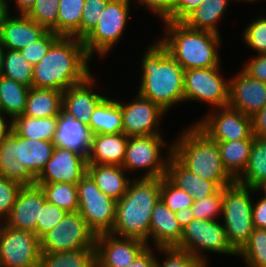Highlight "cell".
<instances>
[{"instance_id":"11","label":"cell","mask_w":266,"mask_h":267,"mask_svg":"<svg viewBox=\"0 0 266 267\" xmlns=\"http://www.w3.org/2000/svg\"><path fill=\"white\" fill-rule=\"evenodd\" d=\"M95 234L79 212H67L64 218L41 239V253L95 249Z\"/></svg>"},{"instance_id":"35","label":"cell","mask_w":266,"mask_h":267,"mask_svg":"<svg viewBox=\"0 0 266 267\" xmlns=\"http://www.w3.org/2000/svg\"><path fill=\"white\" fill-rule=\"evenodd\" d=\"M266 179V138H253V144L243 174L236 180L237 183L255 188Z\"/></svg>"},{"instance_id":"21","label":"cell","mask_w":266,"mask_h":267,"mask_svg":"<svg viewBox=\"0 0 266 267\" xmlns=\"http://www.w3.org/2000/svg\"><path fill=\"white\" fill-rule=\"evenodd\" d=\"M47 32L26 14L18 13L17 17L9 14L0 26V42L4 49L20 51L37 42Z\"/></svg>"},{"instance_id":"8","label":"cell","mask_w":266,"mask_h":267,"mask_svg":"<svg viewBox=\"0 0 266 267\" xmlns=\"http://www.w3.org/2000/svg\"><path fill=\"white\" fill-rule=\"evenodd\" d=\"M79 213L95 236L111 233L116 217L117 201L100 191L95 181L86 173L76 184Z\"/></svg>"},{"instance_id":"45","label":"cell","mask_w":266,"mask_h":267,"mask_svg":"<svg viewBox=\"0 0 266 267\" xmlns=\"http://www.w3.org/2000/svg\"><path fill=\"white\" fill-rule=\"evenodd\" d=\"M242 37L245 44L258 54H266V16L249 23Z\"/></svg>"},{"instance_id":"28","label":"cell","mask_w":266,"mask_h":267,"mask_svg":"<svg viewBox=\"0 0 266 267\" xmlns=\"http://www.w3.org/2000/svg\"><path fill=\"white\" fill-rule=\"evenodd\" d=\"M62 97L63 92L60 90L31 87L23 115L32 118L59 116L62 112Z\"/></svg>"},{"instance_id":"18","label":"cell","mask_w":266,"mask_h":267,"mask_svg":"<svg viewBox=\"0 0 266 267\" xmlns=\"http://www.w3.org/2000/svg\"><path fill=\"white\" fill-rule=\"evenodd\" d=\"M266 105V83L249 76L243 69L229 80L228 106L252 116Z\"/></svg>"},{"instance_id":"25","label":"cell","mask_w":266,"mask_h":267,"mask_svg":"<svg viewBox=\"0 0 266 267\" xmlns=\"http://www.w3.org/2000/svg\"><path fill=\"white\" fill-rule=\"evenodd\" d=\"M166 177L178 188L190 194L194 200H201L216 193L220 187L186 169L173 155L167 164Z\"/></svg>"},{"instance_id":"38","label":"cell","mask_w":266,"mask_h":267,"mask_svg":"<svg viewBox=\"0 0 266 267\" xmlns=\"http://www.w3.org/2000/svg\"><path fill=\"white\" fill-rule=\"evenodd\" d=\"M1 76L31 88L33 65L23 57L19 50L5 49Z\"/></svg>"},{"instance_id":"30","label":"cell","mask_w":266,"mask_h":267,"mask_svg":"<svg viewBox=\"0 0 266 267\" xmlns=\"http://www.w3.org/2000/svg\"><path fill=\"white\" fill-rule=\"evenodd\" d=\"M223 167L236 181L245 171L253 139L216 141Z\"/></svg>"},{"instance_id":"29","label":"cell","mask_w":266,"mask_h":267,"mask_svg":"<svg viewBox=\"0 0 266 267\" xmlns=\"http://www.w3.org/2000/svg\"><path fill=\"white\" fill-rule=\"evenodd\" d=\"M88 129L91 135L123 133L119 102L105 97L94 109Z\"/></svg>"},{"instance_id":"3","label":"cell","mask_w":266,"mask_h":267,"mask_svg":"<svg viewBox=\"0 0 266 267\" xmlns=\"http://www.w3.org/2000/svg\"><path fill=\"white\" fill-rule=\"evenodd\" d=\"M159 199L160 178L132 180L125 195L117 201L111 233L119 237L139 239L150 246L151 214Z\"/></svg>"},{"instance_id":"43","label":"cell","mask_w":266,"mask_h":267,"mask_svg":"<svg viewBox=\"0 0 266 267\" xmlns=\"http://www.w3.org/2000/svg\"><path fill=\"white\" fill-rule=\"evenodd\" d=\"M223 190L221 187L216 193L202 198L201 200H194L192 207L194 218L201 220H216L217 215L222 213L223 205Z\"/></svg>"},{"instance_id":"5","label":"cell","mask_w":266,"mask_h":267,"mask_svg":"<svg viewBox=\"0 0 266 267\" xmlns=\"http://www.w3.org/2000/svg\"><path fill=\"white\" fill-rule=\"evenodd\" d=\"M172 155L190 172L215 182L220 188L235 182L223 167L217 142L195 124L172 143Z\"/></svg>"},{"instance_id":"15","label":"cell","mask_w":266,"mask_h":267,"mask_svg":"<svg viewBox=\"0 0 266 267\" xmlns=\"http://www.w3.org/2000/svg\"><path fill=\"white\" fill-rule=\"evenodd\" d=\"M132 102L123 104L120 101L122 112L123 134L126 137L147 136L160 134L159 120L164 111L158 104L137 94Z\"/></svg>"},{"instance_id":"56","label":"cell","mask_w":266,"mask_h":267,"mask_svg":"<svg viewBox=\"0 0 266 267\" xmlns=\"http://www.w3.org/2000/svg\"><path fill=\"white\" fill-rule=\"evenodd\" d=\"M175 215L182 229H184L194 219L192 207L180 209L175 213Z\"/></svg>"},{"instance_id":"17","label":"cell","mask_w":266,"mask_h":267,"mask_svg":"<svg viewBox=\"0 0 266 267\" xmlns=\"http://www.w3.org/2000/svg\"><path fill=\"white\" fill-rule=\"evenodd\" d=\"M146 247L142 240L106 233L96 236L95 257L109 267H127Z\"/></svg>"},{"instance_id":"55","label":"cell","mask_w":266,"mask_h":267,"mask_svg":"<svg viewBox=\"0 0 266 267\" xmlns=\"http://www.w3.org/2000/svg\"><path fill=\"white\" fill-rule=\"evenodd\" d=\"M156 259L152 246H147L127 267H156Z\"/></svg>"},{"instance_id":"34","label":"cell","mask_w":266,"mask_h":267,"mask_svg":"<svg viewBox=\"0 0 266 267\" xmlns=\"http://www.w3.org/2000/svg\"><path fill=\"white\" fill-rule=\"evenodd\" d=\"M30 87L0 76V111L11 121L23 115Z\"/></svg>"},{"instance_id":"53","label":"cell","mask_w":266,"mask_h":267,"mask_svg":"<svg viewBox=\"0 0 266 267\" xmlns=\"http://www.w3.org/2000/svg\"><path fill=\"white\" fill-rule=\"evenodd\" d=\"M252 218L254 228L266 229V198L262 197L258 202H253Z\"/></svg>"},{"instance_id":"10","label":"cell","mask_w":266,"mask_h":267,"mask_svg":"<svg viewBox=\"0 0 266 267\" xmlns=\"http://www.w3.org/2000/svg\"><path fill=\"white\" fill-rule=\"evenodd\" d=\"M189 252L207 266L203 251L237 255V251L228 242L226 231L217 220L194 218L184 229L179 244L175 247ZM201 252V254H200Z\"/></svg>"},{"instance_id":"22","label":"cell","mask_w":266,"mask_h":267,"mask_svg":"<svg viewBox=\"0 0 266 267\" xmlns=\"http://www.w3.org/2000/svg\"><path fill=\"white\" fill-rule=\"evenodd\" d=\"M183 234V229L173 213L164 202L159 199L151 214L149 237L156 248L176 247Z\"/></svg>"},{"instance_id":"2","label":"cell","mask_w":266,"mask_h":267,"mask_svg":"<svg viewBox=\"0 0 266 267\" xmlns=\"http://www.w3.org/2000/svg\"><path fill=\"white\" fill-rule=\"evenodd\" d=\"M142 58V76L137 93L168 111L184 101V69L156 40Z\"/></svg>"},{"instance_id":"16","label":"cell","mask_w":266,"mask_h":267,"mask_svg":"<svg viewBox=\"0 0 266 267\" xmlns=\"http://www.w3.org/2000/svg\"><path fill=\"white\" fill-rule=\"evenodd\" d=\"M87 173V158L73 150L55 146L50 160L35 184L64 182L77 184Z\"/></svg>"},{"instance_id":"1","label":"cell","mask_w":266,"mask_h":267,"mask_svg":"<svg viewBox=\"0 0 266 267\" xmlns=\"http://www.w3.org/2000/svg\"><path fill=\"white\" fill-rule=\"evenodd\" d=\"M90 59L82 40L60 36L45 56L33 65L32 87L63 92L91 74L88 67Z\"/></svg>"},{"instance_id":"42","label":"cell","mask_w":266,"mask_h":267,"mask_svg":"<svg viewBox=\"0 0 266 267\" xmlns=\"http://www.w3.org/2000/svg\"><path fill=\"white\" fill-rule=\"evenodd\" d=\"M160 199L173 212L193 205V197L174 185L166 176L160 178Z\"/></svg>"},{"instance_id":"51","label":"cell","mask_w":266,"mask_h":267,"mask_svg":"<svg viewBox=\"0 0 266 267\" xmlns=\"http://www.w3.org/2000/svg\"><path fill=\"white\" fill-rule=\"evenodd\" d=\"M203 0H176L174 12L165 21L182 22Z\"/></svg>"},{"instance_id":"60","label":"cell","mask_w":266,"mask_h":267,"mask_svg":"<svg viewBox=\"0 0 266 267\" xmlns=\"http://www.w3.org/2000/svg\"><path fill=\"white\" fill-rule=\"evenodd\" d=\"M255 191L258 192V191H264V198H266V179L263 180L261 183H259L255 188Z\"/></svg>"},{"instance_id":"20","label":"cell","mask_w":266,"mask_h":267,"mask_svg":"<svg viewBox=\"0 0 266 267\" xmlns=\"http://www.w3.org/2000/svg\"><path fill=\"white\" fill-rule=\"evenodd\" d=\"M94 76L91 74L81 83L69 87L63 91L62 112L74 119L89 125L92 113L96 106L106 97L94 93Z\"/></svg>"},{"instance_id":"13","label":"cell","mask_w":266,"mask_h":267,"mask_svg":"<svg viewBox=\"0 0 266 267\" xmlns=\"http://www.w3.org/2000/svg\"><path fill=\"white\" fill-rule=\"evenodd\" d=\"M184 101H203L215 108L228 106L229 80L219 66L184 70Z\"/></svg>"},{"instance_id":"40","label":"cell","mask_w":266,"mask_h":267,"mask_svg":"<svg viewBox=\"0 0 266 267\" xmlns=\"http://www.w3.org/2000/svg\"><path fill=\"white\" fill-rule=\"evenodd\" d=\"M246 267H266V229L254 228L249 240L237 252Z\"/></svg>"},{"instance_id":"63","label":"cell","mask_w":266,"mask_h":267,"mask_svg":"<svg viewBox=\"0 0 266 267\" xmlns=\"http://www.w3.org/2000/svg\"><path fill=\"white\" fill-rule=\"evenodd\" d=\"M239 1H250V2H253L254 0H239ZM256 1V0H255Z\"/></svg>"},{"instance_id":"9","label":"cell","mask_w":266,"mask_h":267,"mask_svg":"<svg viewBox=\"0 0 266 267\" xmlns=\"http://www.w3.org/2000/svg\"><path fill=\"white\" fill-rule=\"evenodd\" d=\"M164 146L168 148L160 134L128 137L122 167L131 172L147 169L140 178H162L166 176L167 164L172 155V144H170L168 155L163 157L161 147Z\"/></svg>"},{"instance_id":"31","label":"cell","mask_w":266,"mask_h":267,"mask_svg":"<svg viewBox=\"0 0 266 267\" xmlns=\"http://www.w3.org/2000/svg\"><path fill=\"white\" fill-rule=\"evenodd\" d=\"M229 1L231 0H203L202 4L190 13L182 23L194 30L220 34L217 23L224 16Z\"/></svg>"},{"instance_id":"44","label":"cell","mask_w":266,"mask_h":267,"mask_svg":"<svg viewBox=\"0 0 266 267\" xmlns=\"http://www.w3.org/2000/svg\"><path fill=\"white\" fill-rule=\"evenodd\" d=\"M156 249L160 251L159 253L163 252L166 256L162 265L156 259V267H207L197 257L187 251L175 247Z\"/></svg>"},{"instance_id":"57","label":"cell","mask_w":266,"mask_h":267,"mask_svg":"<svg viewBox=\"0 0 266 267\" xmlns=\"http://www.w3.org/2000/svg\"><path fill=\"white\" fill-rule=\"evenodd\" d=\"M9 122L10 123H6L5 115L0 111V142L4 140L12 130V121Z\"/></svg>"},{"instance_id":"48","label":"cell","mask_w":266,"mask_h":267,"mask_svg":"<svg viewBox=\"0 0 266 267\" xmlns=\"http://www.w3.org/2000/svg\"><path fill=\"white\" fill-rule=\"evenodd\" d=\"M22 185L0 176V222L9 216Z\"/></svg>"},{"instance_id":"39","label":"cell","mask_w":266,"mask_h":267,"mask_svg":"<svg viewBox=\"0 0 266 267\" xmlns=\"http://www.w3.org/2000/svg\"><path fill=\"white\" fill-rule=\"evenodd\" d=\"M43 190L46 200L67 212L79 211L78 191L76 184L56 182L36 184Z\"/></svg>"},{"instance_id":"50","label":"cell","mask_w":266,"mask_h":267,"mask_svg":"<svg viewBox=\"0 0 266 267\" xmlns=\"http://www.w3.org/2000/svg\"><path fill=\"white\" fill-rule=\"evenodd\" d=\"M131 1V0H130ZM138 3L145 5L157 17L165 21L173 12L176 0H137Z\"/></svg>"},{"instance_id":"37","label":"cell","mask_w":266,"mask_h":267,"mask_svg":"<svg viewBox=\"0 0 266 267\" xmlns=\"http://www.w3.org/2000/svg\"><path fill=\"white\" fill-rule=\"evenodd\" d=\"M95 249L41 253L38 267H92Z\"/></svg>"},{"instance_id":"27","label":"cell","mask_w":266,"mask_h":267,"mask_svg":"<svg viewBox=\"0 0 266 267\" xmlns=\"http://www.w3.org/2000/svg\"><path fill=\"white\" fill-rule=\"evenodd\" d=\"M125 171L119 165L87 164V173L95 181L96 186L115 201L125 195L132 181L131 178L125 176Z\"/></svg>"},{"instance_id":"12","label":"cell","mask_w":266,"mask_h":267,"mask_svg":"<svg viewBox=\"0 0 266 267\" xmlns=\"http://www.w3.org/2000/svg\"><path fill=\"white\" fill-rule=\"evenodd\" d=\"M40 238L0 222V267H38Z\"/></svg>"},{"instance_id":"32","label":"cell","mask_w":266,"mask_h":267,"mask_svg":"<svg viewBox=\"0 0 266 267\" xmlns=\"http://www.w3.org/2000/svg\"><path fill=\"white\" fill-rule=\"evenodd\" d=\"M0 176L13 180L22 186L35 185L36 177L13 153V130L0 142Z\"/></svg>"},{"instance_id":"46","label":"cell","mask_w":266,"mask_h":267,"mask_svg":"<svg viewBox=\"0 0 266 267\" xmlns=\"http://www.w3.org/2000/svg\"><path fill=\"white\" fill-rule=\"evenodd\" d=\"M66 213V210L46 200L40 208V221L36 224V235L41 239L64 218Z\"/></svg>"},{"instance_id":"47","label":"cell","mask_w":266,"mask_h":267,"mask_svg":"<svg viewBox=\"0 0 266 267\" xmlns=\"http://www.w3.org/2000/svg\"><path fill=\"white\" fill-rule=\"evenodd\" d=\"M110 0H85L80 23V40H83L96 26L101 12Z\"/></svg>"},{"instance_id":"26","label":"cell","mask_w":266,"mask_h":267,"mask_svg":"<svg viewBox=\"0 0 266 267\" xmlns=\"http://www.w3.org/2000/svg\"><path fill=\"white\" fill-rule=\"evenodd\" d=\"M91 141L88 126L61 112L58 116L55 146L73 150L87 158Z\"/></svg>"},{"instance_id":"59","label":"cell","mask_w":266,"mask_h":267,"mask_svg":"<svg viewBox=\"0 0 266 267\" xmlns=\"http://www.w3.org/2000/svg\"><path fill=\"white\" fill-rule=\"evenodd\" d=\"M9 6L6 0H0V26L3 23V20L10 14Z\"/></svg>"},{"instance_id":"52","label":"cell","mask_w":266,"mask_h":267,"mask_svg":"<svg viewBox=\"0 0 266 267\" xmlns=\"http://www.w3.org/2000/svg\"><path fill=\"white\" fill-rule=\"evenodd\" d=\"M243 70L251 77L266 83V54H257L245 63Z\"/></svg>"},{"instance_id":"61","label":"cell","mask_w":266,"mask_h":267,"mask_svg":"<svg viewBox=\"0 0 266 267\" xmlns=\"http://www.w3.org/2000/svg\"><path fill=\"white\" fill-rule=\"evenodd\" d=\"M4 47L0 42V76L2 74V66H3V60H4Z\"/></svg>"},{"instance_id":"49","label":"cell","mask_w":266,"mask_h":267,"mask_svg":"<svg viewBox=\"0 0 266 267\" xmlns=\"http://www.w3.org/2000/svg\"><path fill=\"white\" fill-rule=\"evenodd\" d=\"M60 37V35L48 31L42 38L32 45L20 50L23 57L32 65L38 63L48 52L51 45Z\"/></svg>"},{"instance_id":"23","label":"cell","mask_w":266,"mask_h":267,"mask_svg":"<svg viewBox=\"0 0 266 267\" xmlns=\"http://www.w3.org/2000/svg\"><path fill=\"white\" fill-rule=\"evenodd\" d=\"M127 141L123 133L91 135L87 164L122 166Z\"/></svg>"},{"instance_id":"33","label":"cell","mask_w":266,"mask_h":267,"mask_svg":"<svg viewBox=\"0 0 266 267\" xmlns=\"http://www.w3.org/2000/svg\"><path fill=\"white\" fill-rule=\"evenodd\" d=\"M57 125L58 116L32 118L26 115H19L12 120V130L17 135L24 138L51 142H54Z\"/></svg>"},{"instance_id":"19","label":"cell","mask_w":266,"mask_h":267,"mask_svg":"<svg viewBox=\"0 0 266 267\" xmlns=\"http://www.w3.org/2000/svg\"><path fill=\"white\" fill-rule=\"evenodd\" d=\"M46 201L40 186H22L9 216L4 220L7 226L36 234V224L40 221V208Z\"/></svg>"},{"instance_id":"24","label":"cell","mask_w":266,"mask_h":267,"mask_svg":"<svg viewBox=\"0 0 266 267\" xmlns=\"http://www.w3.org/2000/svg\"><path fill=\"white\" fill-rule=\"evenodd\" d=\"M54 147V142L24 138L13 131V153L36 178L50 160Z\"/></svg>"},{"instance_id":"54","label":"cell","mask_w":266,"mask_h":267,"mask_svg":"<svg viewBox=\"0 0 266 267\" xmlns=\"http://www.w3.org/2000/svg\"><path fill=\"white\" fill-rule=\"evenodd\" d=\"M252 135L266 138V105L251 116Z\"/></svg>"},{"instance_id":"14","label":"cell","mask_w":266,"mask_h":267,"mask_svg":"<svg viewBox=\"0 0 266 267\" xmlns=\"http://www.w3.org/2000/svg\"><path fill=\"white\" fill-rule=\"evenodd\" d=\"M217 113H209L195 124L211 140L233 141L253 139L251 116L229 106L220 107ZM211 114V115H210Z\"/></svg>"},{"instance_id":"4","label":"cell","mask_w":266,"mask_h":267,"mask_svg":"<svg viewBox=\"0 0 266 267\" xmlns=\"http://www.w3.org/2000/svg\"><path fill=\"white\" fill-rule=\"evenodd\" d=\"M163 22L166 33L158 42L184 70L220 66L217 50L221 44L219 34L194 30L182 22Z\"/></svg>"},{"instance_id":"36","label":"cell","mask_w":266,"mask_h":267,"mask_svg":"<svg viewBox=\"0 0 266 267\" xmlns=\"http://www.w3.org/2000/svg\"><path fill=\"white\" fill-rule=\"evenodd\" d=\"M85 0H59L57 34L80 39V23Z\"/></svg>"},{"instance_id":"6","label":"cell","mask_w":266,"mask_h":267,"mask_svg":"<svg viewBox=\"0 0 266 267\" xmlns=\"http://www.w3.org/2000/svg\"><path fill=\"white\" fill-rule=\"evenodd\" d=\"M254 188L243 186L236 181L223 190L222 217L228 242L238 252L253 232L251 193Z\"/></svg>"},{"instance_id":"62","label":"cell","mask_w":266,"mask_h":267,"mask_svg":"<svg viewBox=\"0 0 266 267\" xmlns=\"http://www.w3.org/2000/svg\"><path fill=\"white\" fill-rule=\"evenodd\" d=\"M92 267H109L104 264H102L96 257L94 258Z\"/></svg>"},{"instance_id":"58","label":"cell","mask_w":266,"mask_h":267,"mask_svg":"<svg viewBox=\"0 0 266 267\" xmlns=\"http://www.w3.org/2000/svg\"><path fill=\"white\" fill-rule=\"evenodd\" d=\"M19 14H26L32 6L35 4L36 0H14Z\"/></svg>"},{"instance_id":"41","label":"cell","mask_w":266,"mask_h":267,"mask_svg":"<svg viewBox=\"0 0 266 267\" xmlns=\"http://www.w3.org/2000/svg\"><path fill=\"white\" fill-rule=\"evenodd\" d=\"M59 0H36L26 15L47 31L57 34Z\"/></svg>"},{"instance_id":"7","label":"cell","mask_w":266,"mask_h":267,"mask_svg":"<svg viewBox=\"0 0 266 267\" xmlns=\"http://www.w3.org/2000/svg\"><path fill=\"white\" fill-rule=\"evenodd\" d=\"M130 11V0H110L101 12L94 29L82 40L86 53L91 58L114 48L125 30Z\"/></svg>"}]
</instances>
